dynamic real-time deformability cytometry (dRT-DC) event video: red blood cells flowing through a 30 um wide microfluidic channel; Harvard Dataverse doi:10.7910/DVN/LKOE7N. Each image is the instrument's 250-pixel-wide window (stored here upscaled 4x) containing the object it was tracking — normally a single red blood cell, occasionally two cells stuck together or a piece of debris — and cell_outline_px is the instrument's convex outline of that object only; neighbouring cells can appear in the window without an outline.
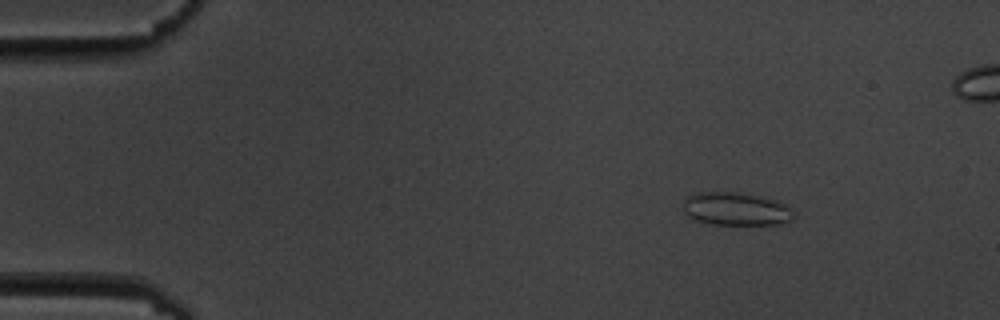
{"species": "common noctule bat (a hibernating species)", "species_latin": "Nyctalus noctula", "temperature_condition": "cold", "stored_images_in_passage": 6, "camera_frame_rate_fps": 3000, "um_per_image_px": 0.085, "animal": {"sex": "male", "body_mass_g": 19.5, "forearm_length_mm": 54.6}, "frame": {"image": 1, "passage_image": 3, "time_ms": 2.333, "image_size_px": [1000, 320], "cell_outline_px": [[792, 220], [776, 224], [712, 224], [692, 220], [684, 212], [684, 200], [688, 196], [696, 192], [736, 192], [760, 196], [776, 200], [784, 204], [792, 212]], "centroid_in_image_um": [62.49, 17.75], "position_along_channel_um": 22.5, "area_um2": 21.15}}